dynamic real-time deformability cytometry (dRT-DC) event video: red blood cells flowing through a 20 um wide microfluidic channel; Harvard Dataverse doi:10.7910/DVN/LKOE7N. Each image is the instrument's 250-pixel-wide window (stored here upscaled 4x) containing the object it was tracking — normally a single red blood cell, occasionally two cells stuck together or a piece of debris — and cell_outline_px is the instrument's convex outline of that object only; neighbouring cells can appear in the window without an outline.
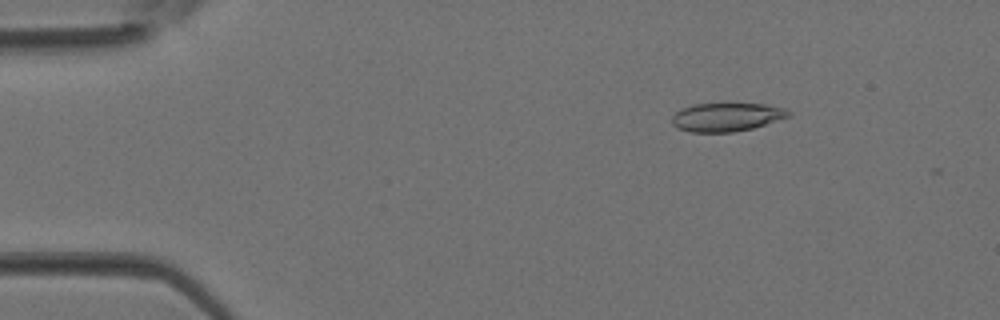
{"species": "Egyptian fruit bat (a non-hibernating species)", "species_latin": "Rousettus aegyptiacus", "temperature_condition": "room temperature", "stored_images_in_passage": 5, "camera_frame_rate_fps": 3000, "um_per_image_px": 0.085, "animal": {"sex": "female"}, "frame": {"image": 1, "passage_image": 2, "time_ms": 0.333, "image_size_px": [1000, 320], "cell_outline_px": [[792, 116], [752, 128], [732, 132], [692, 132], [676, 128], [672, 124], [672, 116], [676, 112], [692, 104], [724, 100], [728, 100], [764, 104], [784, 108], [792, 112]], "centroid_in_image_um": [61.78, 9.89], "position_along_channel_um": 23.2, "area_um2": 20.4}}
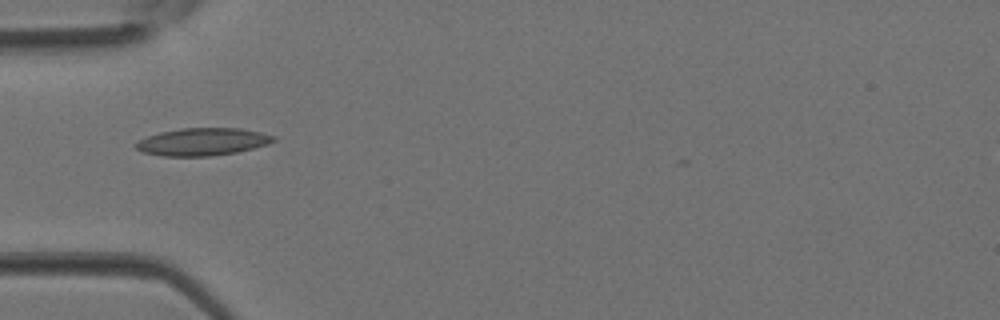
{"frame": {"image": 2, "passage_image": 4, "time_ms": 1.0, "image_size_px": [1000, 320], "cell_outline_px": [[276, 140], [268, 144], [236, 152], [208, 156], [164, 156], [144, 152], [136, 148], [132, 144], [148, 136], [160, 132], [180, 128], [240, 128], [260, 132], [276, 136]], "centroid_in_image_um": [17.22, 12.04], "position_along_channel_um": 67.8, "area_um2": 21.96}}
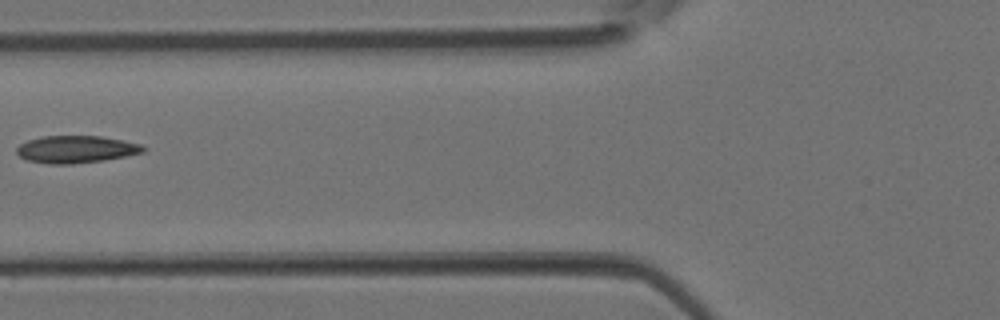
{"frame": {"image": 3, "passage_image": 5, "time_ms": 1.333, "image_size_px": [1000, 320], "cell_outline_px": [[148, 148], [144, 152], [104, 160], [72, 164], [48, 164], [28, 160], [20, 156], [16, 152], [16, 148], [20, 144], [28, 140], [44, 136], [100, 136], [140, 144]], "centroid_in_image_um": [6.46, 12.69], "position_along_channel_um": 119.3, "area_um2": 20.0}}